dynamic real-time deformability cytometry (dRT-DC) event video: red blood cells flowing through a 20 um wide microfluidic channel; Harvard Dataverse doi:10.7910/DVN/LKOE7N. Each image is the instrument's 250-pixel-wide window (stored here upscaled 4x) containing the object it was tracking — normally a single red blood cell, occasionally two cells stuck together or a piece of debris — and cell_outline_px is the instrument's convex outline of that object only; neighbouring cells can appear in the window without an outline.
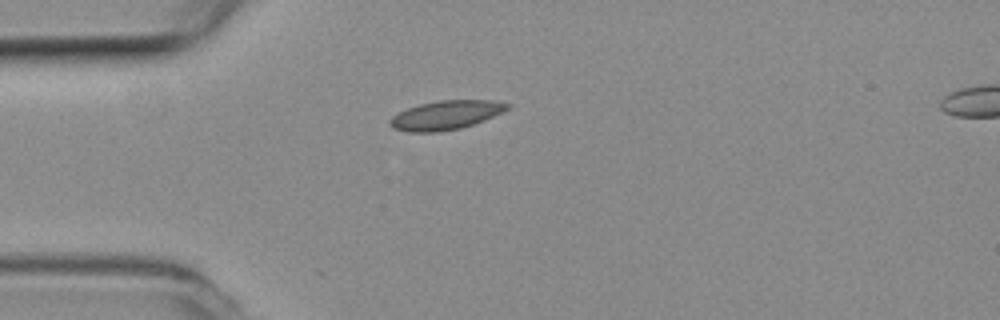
{"species": "common noctule bat (a hibernating species)", "species_latin": "Nyctalus noctula", "temperature_condition": "room temperature", "stored_images_in_passage": 32, "camera_frame_rate_fps": 3000, "um_per_image_px": 0.085, "animal": {"sex": "female", "body_mass_g": 19.3, "forearm_length_mm": 54.1}, "frame": {"image": 1, "passage_image": 1, "time_ms": 0.0, "image_size_px": [1000, 320], "cell_outline_px": [[512, 104], [508, 108], [484, 120], [460, 128], [436, 132], [408, 132], [392, 128], [388, 124], [388, 120], [392, 116], [408, 108], [420, 104], [440, 100], [496, 100]], "centroid_in_image_um": [37.86, 9.78], "position_along_channel_um": 47.1, "area_um2": 19.71}}
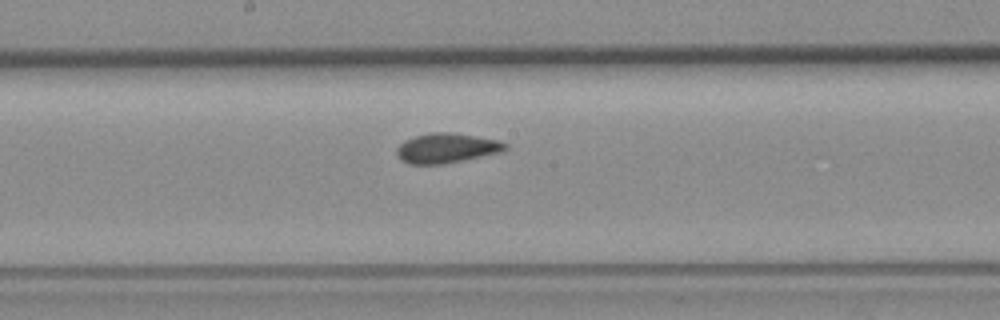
{"frame": {"image": 2, "passage_image": 15, "time_ms": 4.667, "image_size_px": [1000, 320], "cell_outline_px": [[508, 148], [500, 152], [444, 164], [408, 164], [400, 160], [396, 156], [396, 148], [404, 140], [428, 132], [448, 132], [500, 140], [508, 144]], "centroid_in_image_um": [37.92, 12.59], "position_along_channel_um": 210.3, "area_um2": 18.9}}
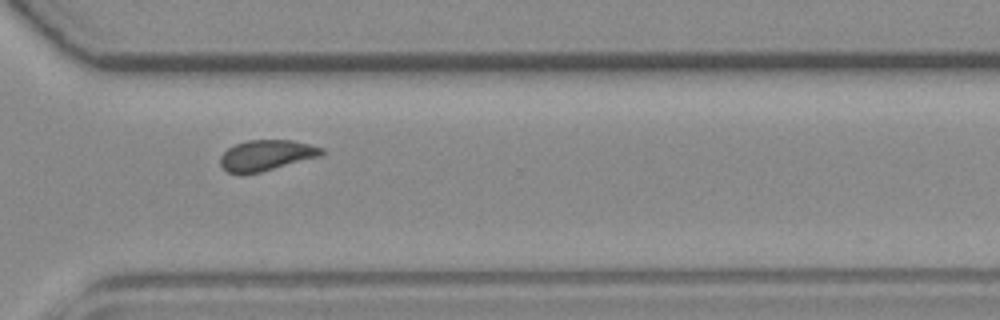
{"frame": {"image": 3, "passage_image": 26, "time_ms": 8.333, "image_size_px": [1000, 320], "cell_outline_px": [[324, 152], [320, 156], [260, 172], [240, 176], [228, 172], [220, 164], [220, 156], [228, 148], [236, 144], [248, 140], [292, 140], [324, 148]], "centroid_in_image_um": [22.6, 13.22], "position_along_channel_um": 348.0, "area_um2": 18.15}, "authors_computed_cell_mechanics": {"area_um2": 18.5538, "velocity_mm_per_s": 3.7655, "shape_relaxation_time_tau1_ms": 10.0832, "shape_relaxation_time_tau2_ms": 1.1082, "deformation_change_tau1": 0.1329, "deformation_change_tau2": 0.0695}}